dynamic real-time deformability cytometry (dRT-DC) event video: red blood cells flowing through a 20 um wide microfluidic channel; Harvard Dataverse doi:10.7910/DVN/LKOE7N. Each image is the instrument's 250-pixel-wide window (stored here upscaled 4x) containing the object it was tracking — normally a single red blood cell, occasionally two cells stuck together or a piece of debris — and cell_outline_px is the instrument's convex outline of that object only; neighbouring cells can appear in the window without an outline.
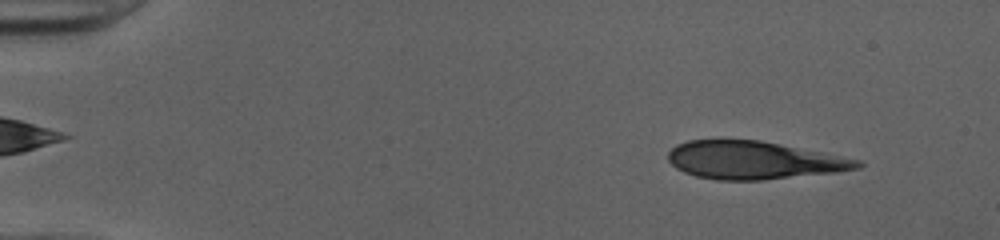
{"species": "human", "species_latin": "Homo sapiens", "temperature_condition": "cold", "stored_images_in_passage": 45, "camera_frame_rate_fps": 3000, "um_per_image_px": 0.085, "donor": {"sex": "female"}, "frame": {"image": 1, "passage_image": 1, "time_ms": 0.0, "image_size_px": [1000, 240], "cell_outline_px": [[864, 164], [860, 168], [836, 172], [764, 180], [716, 180], [696, 176], [684, 172], [676, 168], [668, 160], [668, 152], [676, 144], [688, 140], [760, 140], [860, 160]], "centroid_in_image_um": [64.04, 13.62], "position_along_channel_um": 21.0, "area_um2": 41.62}}
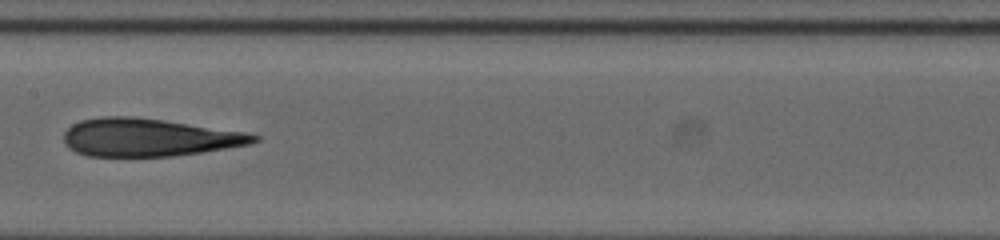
{"frame": {"image": 2, "passage_image": 22, "time_ms": 7.0, "image_size_px": [1000, 240], "cell_outline_px": [[260, 140], [252, 144], [200, 152], [172, 156], [88, 156], [76, 152], [68, 148], [64, 140], [64, 132], [72, 124], [80, 120], [100, 116], [132, 116], [244, 132], [260, 136]], "centroid_in_image_um": [12.6, 11.68], "position_along_channel_um": 194.8, "area_um2": 41.67}}
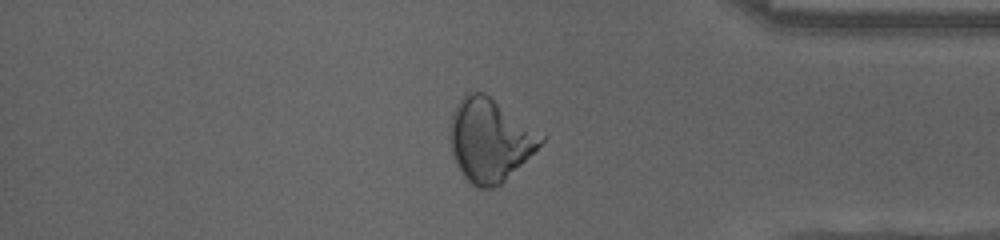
{"frame": {"image": 3, "passage_image": 38, "time_ms": 12.333, "image_size_px": [1000, 240], "cell_outline_px": [[544, 140], [500, 184], [492, 188], [476, 188], [460, 172], [456, 164], [452, 152], [448, 136], [452, 112], [464, 92], [484, 92], [544, 136]], "centroid_in_image_um": [41.55, 11.88], "position_along_channel_um": 393.7, "area_um2": 43.23}, "authors_computed_cell_mechanics": {"area_um2": 42.3674, "velocity_mm_per_s": 4.0532, "shape_relaxation_time_tau1_ms": null, "shape_relaxation_time_tau2_ms": 5.3688, "deformation_change_tau1": null, "deformation_change_tau2": 0.157}}